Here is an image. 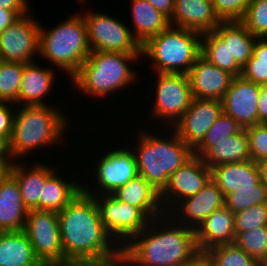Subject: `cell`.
Wrapping results in <instances>:
<instances>
[{
    "instance_id": "13",
    "label": "cell",
    "mask_w": 267,
    "mask_h": 266,
    "mask_svg": "<svg viewBox=\"0 0 267 266\" xmlns=\"http://www.w3.org/2000/svg\"><path fill=\"white\" fill-rule=\"evenodd\" d=\"M40 22L28 13L2 31L1 60L24 64L36 61L34 58L39 55Z\"/></svg>"
},
{
    "instance_id": "47",
    "label": "cell",
    "mask_w": 267,
    "mask_h": 266,
    "mask_svg": "<svg viewBox=\"0 0 267 266\" xmlns=\"http://www.w3.org/2000/svg\"><path fill=\"white\" fill-rule=\"evenodd\" d=\"M150 4H152L155 9L164 14L168 19L171 18L174 10V2L175 0H147Z\"/></svg>"
},
{
    "instance_id": "35",
    "label": "cell",
    "mask_w": 267,
    "mask_h": 266,
    "mask_svg": "<svg viewBox=\"0 0 267 266\" xmlns=\"http://www.w3.org/2000/svg\"><path fill=\"white\" fill-rule=\"evenodd\" d=\"M261 203H267V187L261 181L253 188L238 189L225 196V206L234 213Z\"/></svg>"
},
{
    "instance_id": "5",
    "label": "cell",
    "mask_w": 267,
    "mask_h": 266,
    "mask_svg": "<svg viewBox=\"0 0 267 266\" xmlns=\"http://www.w3.org/2000/svg\"><path fill=\"white\" fill-rule=\"evenodd\" d=\"M141 54L90 51V54L70 78L77 91L92 98H105L121 92L138 81V73L132 68L139 63ZM137 80V81H136ZM131 84V85H130Z\"/></svg>"
},
{
    "instance_id": "2",
    "label": "cell",
    "mask_w": 267,
    "mask_h": 266,
    "mask_svg": "<svg viewBox=\"0 0 267 266\" xmlns=\"http://www.w3.org/2000/svg\"><path fill=\"white\" fill-rule=\"evenodd\" d=\"M58 219L64 258L107 256L120 247L104 229L94 198L83 191Z\"/></svg>"
},
{
    "instance_id": "51",
    "label": "cell",
    "mask_w": 267,
    "mask_h": 266,
    "mask_svg": "<svg viewBox=\"0 0 267 266\" xmlns=\"http://www.w3.org/2000/svg\"><path fill=\"white\" fill-rule=\"evenodd\" d=\"M261 182L267 187V158L259 161L258 163Z\"/></svg>"
},
{
    "instance_id": "21",
    "label": "cell",
    "mask_w": 267,
    "mask_h": 266,
    "mask_svg": "<svg viewBox=\"0 0 267 266\" xmlns=\"http://www.w3.org/2000/svg\"><path fill=\"white\" fill-rule=\"evenodd\" d=\"M234 226V212L225 205L215 210L194 230L200 253H205L215 246L234 244Z\"/></svg>"
},
{
    "instance_id": "3",
    "label": "cell",
    "mask_w": 267,
    "mask_h": 266,
    "mask_svg": "<svg viewBox=\"0 0 267 266\" xmlns=\"http://www.w3.org/2000/svg\"><path fill=\"white\" fill-rule=\"evenodd\" d=\"M166 128L167 135L161 132L165 136L151 133L147 128L146 131L144 128L138 129V140L130 142L137 144H131V150L139 175L160 193L167 186L169 177L194 156L193 149L178 137L176 131L172 127H169L170 130Z\"/></svg>"
},
{
    "instance_id": "9",
    "label": "cell",
    "mask_w": 267,
    "mask_h": 266,
    "mask_svg": "<svg viewBox=\"0 0 267 266\" xmlns=\"http://www.w3.org/2000/svg\"><path fill=\"white\" fill-rule=\"evenodd\" d=\"M89 10L82 15L87 26L90 51L141 54V45L133 37L130 26L109 14Z\"/></svg>"
},
{
    "instance_id": "34",
    "label": "cell",
    "mask_w": 267,
    "mask_h": 266,
    "mask_svg": "<svg viewBox=\"0 0 267 266\" xmlns=\"http://www.w3.org/2000/svg\"><path fill=\"white\" fill-rule=\"evenodd\" d=\"M205 253L215 266H259L258 260L235 244L215 246Z\"/></svg>"
},
{
    "instance_id": "15",
    "label": "cell",
    "mask_w": 267,
    "mask_h": 266,
    "mask_svg": "<svg viewBox=\"0 0 267 266\" xmlns=\"http://www.w3.org/2000/svg\"><path fill=\"white\" fill-rule=\"evenodd\" d=\"M222 113L221 100L193 97L190 107L172 128L178 137L194 149Z\"/></svg>"
},
{
    "instance_id": "1",
    "label": "cell",
    "mask_w": 267,
    "mask_h": 266,
    "mask_svg": "<svg viewBox=\"0 0 267 266\" xmlns=\"http://www.w3.org/2000/svg\"><path fill=\"white\" fill-rule=\"evenodd\" d=\"M123 249L125 266H186L200 253L194 229L169 214L151 219Z\"/></svg>"
},
{
    "instance_id": "10",
    "label": "cell",
    "mask_w": 267,
    "mask_h": 266,
    "mask_svg": "<svg viewBox=\"0 0 267 266\" xmlns=\"http://www.w3.org/2000/svg\"><path fill=\"white\" fill-rule=\"evenodd\" d=\"M128 145L130 146V144H127L124 148L116 147L115 149L114 147V149L107 150L109 152L99 157V163L97 161L94 162L97 165L95 167L92 166L95 168L93 169L95 174L91 177L93 188L90 187L91 184L89 185L86 182L87 185H82L84 193L88 195L112 194L139 175L134 153L130 147H127Z\"/></svg>"
},
{
    "instance_id": "44",
    "label": "cell",
    "mask_w": 267,
    "mask_h": 266,
    "mask_svg": "<svg viewBox=\"0 0 267 266\" xmlns=\"http://www.w3.org/2000/svg\"><path fill=\"white\" fill-rule=\"evenodd\" d=\"M27 0H0V9L16 12L20 17L27 15L30 10Z\"/></svg>"
},
{
    "instance_id": "17",
    "label": "cell",
    "mask_w": 267,
    "mask_h": 266,
    "mask_svg": "<svg viewBox=\"0 0 267 266\" xmlns=\"http://www.w3.org/2000/svg\"><path fill=\"white\" fill-rule=\"evenodd\" d=\"M224 205L225 197L211 179L196 195L180 201L168 214L177 223L195 230L208 216Z\"/></svg>"
},
{
    "instance_id": "37",
    "label": "cell",
    "mask_w": 267,
    "mask_h": 266,
    "mask_svg": "<svg viewBox=\"0 0 267 266\" xmlns=\"http://www.w3.org/2000/svg\"><path fill=\"white\" fill-rule=\"evenodd\" d=\"M250 34L257 38L267 36V0H251L239 21Z\"/></svg>"
},
{
    "instance_id": "33",
    "label": "cell",
    "mask_w": 267,
    "mask_h": 266,
    "mask_svg": "<svg viewBox=\"0 0 267 266\" xmlns=\"http://www.w3.org/2000/svg\"><path fill=\"white\" fill-rule=\"evenodd\" d=\"M242 127L224 112L217 118L207 131L202 141L193 149V154L202 157L211 147L212 141H222L238 133Z\"/></svg>"
},
{
    "instance_id": "49",
    "label": "cell",
    "mask_w": 267,
    "mask_h": 266,
    "mask_svg": "<svg viewBox=\"0 0 267 266\" xmlns=\"http://www.w3.org/2000/svg\"><path fill=\"white\" fill-rule=\"evenodd\" d=\"M186 266H215L206 253H199Z\"/></svg>"
},
{
    "instance_id": "52",
    "label": "cell",
    "mask_w": 267,
    "mask_h": 266,
    "mask_svg": "<svg viewBox=\"0 0 267 266\" xmlns=\"http://www.w3.org/2000/svg\"><path fill=\"white\" fill-rule=\"evenodd\" d=\"M12 163H0V182L8 175Z\"/></svg>"
},
{
    "instance_id": "36",
    "label": "cell",
    "mask_w": 267,
    "mask_h": 266,
    "mask_svg": "<svg viewBox=\"0 0 267 266\" xmlns=\"http://www.w3.org/2000/svg\"><path fill=\"white\" fill-rule=\"evenodd\" d=\"M234 244L260 261L267 254V226L238 232Z\"/></svg>"
},
{
    "instance_id": "38",
    "label": "cell",
    "mask_w": 267,
    "mask_h": 266,
    "mask_svg": "<svg viewBox=\"0 0 267 266\" xmlns=\"http://www.w3.org/2000/svg\"><path fill=\"white\" fill-rule=\"evenodd\" d=\"M261 226H267V203L256 204L235 213V234Z\"/></svg>"
},
{
    "instance_id": "6",
    "label": "cell",
    "mask_w": 267,
    "mask_h": 266,
    "mask_svg": "<svg viewBox=\"0 0 267 266\" xmlns=\"http://www.w3.org/2000/svg\"><path fill=\"white\" fill-rule=\"evenodd\" d=\"M82 13L76 12L50 29L40 23L39 56L70 78L90 54L87 26Z\"/></svg>"
},
{
    "instance_id": "27",
    "label": "cell",
    "mask_w": 267,
    "mask_h": 266,
    "mask_svg": "<svg viewBox=\"0 0 267 266\" xmlns=\"http://www.w3.org/2000/svg\"><path fill=\"white\" fill-rule=\"evenodd\" d=\"M130 27L133 37L142 46L150 37L164 31L170 24L169 19L147 0H131Z\"/></svg>"
},
{
    "instance_id": "50",
    "label": "cell",
    "mask_w": 267,
    "mask_h": 266,
    "mask_svg": "<svg viewBox=\"0 0 267 266\" xmlns=\"http://www.w3.org/2000/svg\"><path fill=\"white\" fill-rule=\"evenodd\" d=\"M0 163H13L8 149V142L0 137Z\"/></svg>"
},
{
    "instance_id": "8",
    "label": "cell",
    "mask_w": 267,
    "mask_h": 266,
    "mask_svg": "<svg viewBox=\"0 0 267 266\" xmlns=\"http://www.w3.org/2000/svg\"><path fill=\"white\" fill-rule=\"evenodd\" d=\"M154 74L157 78L156 97L154 96V106L150 109L149 116L153 121L160 120L163 127H173L190 107L193 99L189 77L183 73Z\"/></svg>"
},
{
    "instance_id": "30",
    "label": "cell",
    "mask_w": 267,
    "mask_h": 266,
    "mask_svg": "<svg viewBox=\"0 0 267 266\" xmlns=\"http://www.w3.org/2000/svg\"><path fill=\"white\" fill-rule=\"evenodd\" d=\"M214 32L222 40H229L230 55L241 67L252 57L257 37L248 33L239 21L220 22Z\"/></svg>"
},
{
    "instance_id": "53",
    "label": "cell",
    "mask_w": 267,
    "mask_h": 266,
    "mask_svg": "<svg viewBox=\"0 0 267 266\" xmlns=\"http://www.w3.org/2000/svg\"><path fill=\"white\" fill-rule=\"evenodd\" d=\"M259 266H267V254L259 261Z\"/></svg>"
},
{
    "instance_id": "24",
    "label": "cell",
    "mask_w": 267,
    "mask_h": 266,
    "mask_svg": "<svg viewBox=\"0 0 267 266\" xmlns=\"http://www.w3.org/2000/svg\"><path fill=\"white\" fill-rule=\"evenodd\" d=\"M112 195L122 202L139 208L150 220L166 214L160 192L140 175L118 188Z\"/></svg>"
},
{
    "instance_id": "29",
    "label": "cell",
    "mask_w": 267,
    "mask_h": 266,
    "mask_svg": "<svg viewBox=\"0 0 267 266\" xmlns=\"http://www.w3.org/2000/svg\"><path fill=\"white\" fill-rule=\"evenodd\" d=\"M58 169L42 188V210L60 212L82 191L81 181L63 179Z\"/></svg>"
},
{
    "instance_id": "11",
    "label": "cell",
    "mask_w": 267,
    "mask_h": 266,
    "mask_svg": "<svg viewBox=\"0 0 267 266\" xmlns=\"http://www.w3.org/2000/svg\"><path fill=\"white\" fill-rule=\"evenodd\" d=\"M91 196L99 210L104 229L121 247L150 222L139 208L118 200L112 194Z\"/></svg>"
},
{
    "instance_id": "7",
    "label": "cell",
    "mask_w": 267,
    "mask_h": 266,
    "mask_svg": "<svg viewBox=\"0 0 267 266\" xmlns=\"http://www.w3.org/2000/svg\"><path fill=\"white\" fill-rule=\"evenodd\" d=\"M201 37L196 31L169 25L141 46V56L153 61V73L188 74L201 55Z\"/></svg>"
},
{
    "instance_id": "41",
    "label": "cell",
    "mask_w": 267,
    "mask_h": 266,
    "mask_svg": "<svg viewBox=\"0 0 267 266\" xmlns=\"http://www.w3.org/2000/svg\"><path fill=\"white\" fill-rule=\"evenodd\" d=\"M251 0H213V10L220 22L240 21Z\"/></svg>"
},
{
    "instance_id": "42",
    "label": "cell",
    "mask_w": 267,
    "mask_h": 266,
    "mask_svg": "<svg viewBox=\"0 0 267 266\" xmlns=\"http://www.w3.org/2000/svg\"><path fill=\"white\" fill-rule=\"evenodd\" d=\"M14 105L12 102L0 101V137L4 138L7 142L10 141L12 135L13 119L16 109Z\"/></svg>"
},
{
    "instance_id": "19",
    "label": "cell",
    "mask_w": 267,
    "mask_h": 266,
    "mask_svg": "<svg viewBox=\"0 0 267 266\" xmlns=\"http://www.w3.org/2000/svg\"><path fill=\"white\" fill-rule=\"evenodd\" d=\"M35 162L26 167L27 164L22 161H13L9 170L18 183L24 206L28 210H42V188L46 180L57 170L56 166L46 165L39 160Z\"/></svg>"
},
{
    "instance_id": "22",
    "label": "cell",
    "mask_w": 267,
    "mask_h": 266,
    "mask_svg": "<svg viewBox=\"0 0 267 266\" xmlns=\"http://www.w3.org/2000/svg\"><path fill=\"white\" fill-rule=\"evenodd\" d=\"M39 63L36 59V61L24 64L17 106L52 105L44 101L51 93L52 86L55 85L54 80L57 76L54 70L56 69L40 67Z\"/></svg>"
},
{
    "instance_id": "25",
    "label": "cell",
    "mask_w": 267,
    "mask_h": 266,
    "mask_svg": "<svg viewBox=\"0 0 267 266\" xmlns=\"http://www.w3.org/2000/svg\"><path fill=\"white\" fill-rule=\"evenodd\" d=\"M27 213L18 183L8 173L0 182V231L24 230Z\"/></svg>"
},
{
    "instance_id": "12",
    "label": "cell",
    "mask_w": 267,
    "mask_h": 266,
    "mask_svg": "<svg viewBox=\"0 0 267 266\" xmlns=\"http://www.w3.org/2000/svg\"><path fill=\"white\" fill-rule=\"evenodd\" d=\"M24 232L44 266H54L64 258L58 212L28 210Z\"/></svg>"
},
{
    "instance_id": "23",
    "label": "cell",
    "mask_w": 267,
    "mask_h": 266,
    "mask_svg": "<svg viewBox=\"0 0 267 266\" xmlns=\"http://www.w3.org/2000/svg\"><path fill=\"white\" fill-rule=\"evenodd\" d=\"M211 179L224 197L238 189L253 188L261 181L258 164L252 160L222 163L212 167Z\"/></svg>"
},
{
    "instance_id": "31",
    "label": "cell",
    "mask_w": 267,
    "mask_h": 266,
    "mask_svg": "<svg viewBox=\"0 0 267 266\" xmlns=\"http://www.w3.org/2000/svg\"><path fill=\"white\" fill-rule=\"evenodd\" d=\"M201 55L234 77L241 75L242 67L230 55L229 40H222L214 31L202 34Z\"/></svg>"
},
{
    "instance_id": "45",
    "label": "cell",
    "mask_w": 267,
    "mask_h": 266,
    "mask_svg": "<svg viewBox=\"0 0 267 266\" xmlns=\"http://www.w3.org/2000/svg\"><path fill=\"white\" fill-rule=\"evenodd\" d=\"M247 63L267 64V40L265 38H257L253 48V55Z\"/></svg>"
},
{
    "instance_id": "14",
    "label": "cell",
    "mask_w": 267,
    "mask_h": 266,
    "mask_svg": "<svg viewBox=\"0 0 267 266\" xmlns=\"http://www.w3.org/2000/svg\"><path fill=\"white\" fill-rule=\"evenodd\" d=\"M211 180V169L201 157L193 156L170 177L160 193L163 209L168 214L180 201L196 195Z\"/></svg>"
},
{
    "instance_id": "43",
    "label": "cell",
    "mask_w": 267,
    "mask_h": 266,
    "mask_svg": "<svg viewBox=\"0 0 267 266\" xmlns=\"http://www.w3.org/2000/svg\"><path fill=\"white\" fill-rule=\"evenodd\" d=\"M241 76L257 85H267V64L246 63L242 67Z\"/></svg>"
},
{
    "instance_id": "18",
    "label": "cell",
    "mask_w": 267,
    "mask_h": 266,
    "mask_svg": "<svg viewBox=\"0 0 267 266\" xmlns=\"http://www.w3.org/2000/svg\"><path fill=\"white\" fill-rule=\"evenodd\" d=\"M191 91L197 99L222 100L234 76L200 55L189 73Z\"/></svg>"
},
{
    "instance_id": "54",
    "label": "cell",
    "mask_w": 267,
    "mask_h": 266,
    "mask_svg": "<svg viewBox=\"0 0 267 266\" xmlns=\"http://www.w3.org/2000/svg\"><path fill=\"white\" fill-rule=\"evenodd\" d=\"M78 2L80 1V2H82V3H87L86 1L87 0H77ZM85 1V2H84Z\"/></svg>"
},
{
    "instance_id": "46",
    "label": "cell",
    "mask_w": 267,
    "mask_h": 266,
    "mask_svg": "<svg viewBox=\"0 0 267 266\" xmlns=\"http://www.w3.org/2000/svg\"><path fill=\"white\" fill-rule=\"evenodd\" d=\"M258 123L267 124V85H260Z\"/></svg>"
},
{
    "instance_id": "26",
    "label": "cell",
    "mask_w": 267,
    "mask_h": 266,
    "mask_svg": "<svg viewBox=\"0 0 267 266\" xmlns=\"http://www.w3.org/2000/svg\"><path fill=\"white\" fill-rule=\"evenodd\" d=\"M0 266H44L24 230L0 231Z\"/></svg>"
},
{
    "instance_id": "32",
    "label": "cell",
    "mask_w": 267,
    "mask_h": 266,
    "mask_svg": "<svg viewBox=\"0 0 267 266\" xmlns=\"http://www.w3.org/2000/svg\"><path fill=\"white\" fill-rule=\"evenodd\" d=\"M24 63L0 60V101L18 104Z\"/></svg>"
},
{
    "instance_id": "16",
    "label": "cell",
    "mask_w": 267,
    "mask_h": 266,
    "mask_svg": "<svg viewBox=\"0 0 267 266\" xmlns=\"http://www.w3.org/2000/svg\"><path fill=\"white\" fill-rule=\"evenodd\" d=\"M259 94L260 85L236 76L221 100L223 112L243 129L254 126L258 124Z\"/></svg>"
},
{
    "instance_id": "4",
    "label": "cell",
    "mask_w": 267,
    "mask_h": 266,
    "mask_svg": "<svg viewBox=\"0 0 267 266\" xmlns=\"http://www.w3.org/2000/svg\"><path fill=\"white\" fill-rule=\"evenodd\" d=\"M56 106V107H54ZM58 105L17 106L13 119L8 149L13 161H19L36 149L55 146L62 142L70 129L66 113ZM61 141V142H60ZM18 158V159H17Z\"/></svg>"
},
{
    "instance_id": "28",
    "label": "cell",
    "mask_w": 267,
    "mask_h": 266,
    "mask_svg": "<svg viewBox=\"0 0 267 266\" xmlns=\"http://www.w3.org/2000/svg\"><path fill=\"white\" fill-rule=\"evenodd\" d=\"M211 169L222 163L251 160L248 150V135L245 129L222 141H212V147L201 157Z\"/></svg>"
},
{
    "instance_id": "40",
    "label": "cell",
    "mask_w": 267,
    "mask_h": 266,
    "mask_svg": "<svg viewBox=\"0 0 267 266\" xmlns=\"http://www.w3.org/2000/svg\"><path fill=\"white\" fill-rule=\"evenodd\" d=\"M251 160L258 163L267 158V124L258 123L245 128Z\"/></svg>"
},
{
    "instance_id": "20",
    "label": "cell",
    "mask_w": 267,
    "mask_h": 266,
    "mask_svg": "<svg viewBox=\"0 0 267 266\" xmlns=\"http://www.w3.org/2000/svg\"><path fill=\"white\" fill-rule=\"evenodd\" d=\"M220 21L208 0H175L169 24L200 34L214 31Z\"/></svg>"
},
{
    "instance_id": "48",
    "label": "cell",
    "mask_w": 267,
    "mask_h": 266,
    "mask_svg": "<svg viewBox=\"0 0 267 266\" xmlns=\"http://www.w3.org/2000/svg\"><path fill=\"white\" fill-rule=\"evenodd\" d=\"M19 18L20 16L14 11L0 9V33Z\"/></svg>"
},
{
    "instance_id": "39",
    "label": "cell",
    "mask_w": 267,
    "mask_h": 266,
    "mask_svg": "<svg viewBox=\"0 0 267 266\" xmlns=\"http://www.w3.org/2000/svg\"><path fill=\"white\" fill-rule=\"evenodd\" d=\"M54 266H125V252L119 247L114 253L100 257H66Z\"/></svg>"
}]
</instances>
